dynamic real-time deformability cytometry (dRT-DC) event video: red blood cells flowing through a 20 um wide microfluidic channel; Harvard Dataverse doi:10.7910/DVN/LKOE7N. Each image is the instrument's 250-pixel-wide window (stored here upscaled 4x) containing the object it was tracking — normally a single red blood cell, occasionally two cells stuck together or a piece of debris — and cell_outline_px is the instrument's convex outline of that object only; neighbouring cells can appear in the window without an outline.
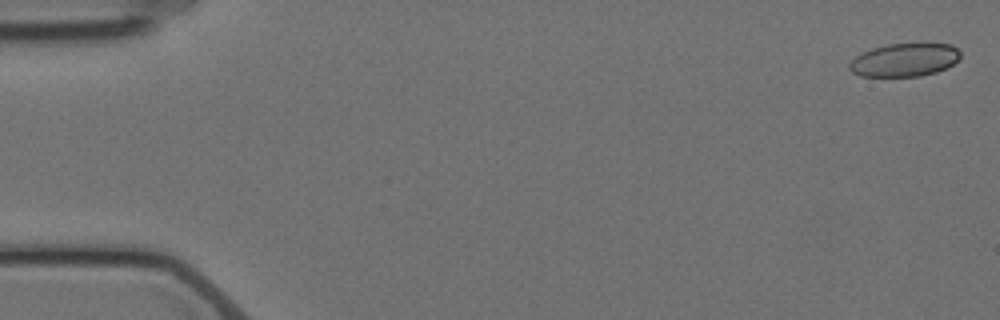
{"species": "Egyptian fruit bat (a non-hibernating species)", "species_latin": "Rousettus aegyptiacus", "temperature_condition": "cold", "stored_images_in_passage": 6, "camera_frame_rate_fps": 3000, "um_per_image_px": 0.085, "animal": {"sex": "female"}, "frame": {"image": 1, "passage_image": 1, "time_ms": 0.0, "image_size_px": [1000, 320], "cell_outline_px": [[960, 56], [948, 68], [936, 72], [920, 76], [860, 76], [852, 72], [848, 68], [848, 64], [856, 56], [872, 48], [888, 44], [920, 40], [924, 40], [952, 44], [960, 52]], "centroid_in_image_um": [76.93, 5.04], "position_along_channel_um": 8.1, "area_um2": 22.31}}
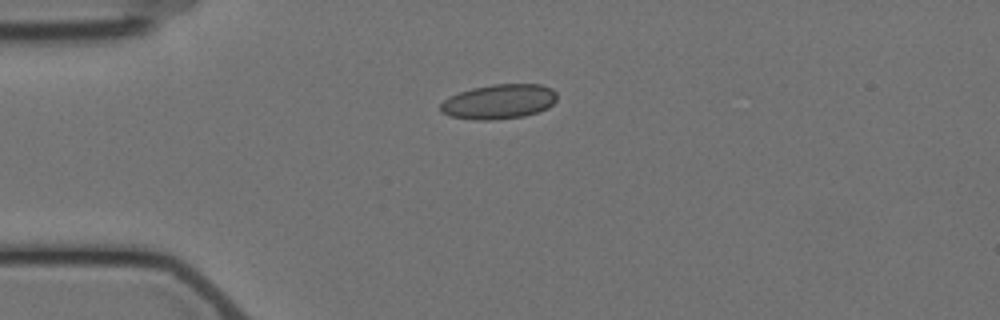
{"frame": {"image": 2, "passage_image": 5, "time_ms": 4.333, "image_size_px": [1000, 320], "cell_outline_px": [[556, 100], [548, 108], [524, 116], [492, 120], [476, 120], [452, 116], [440, 112], [440, 104], [444, 100], [460, 92], [472, 88], [492, 84], [540, 84], [552, 88], [556, 92]], "centroid_in_image_um": [42.42, 8.63], "position_along_channel_um": 42.6, "area_um2": 23.47}}